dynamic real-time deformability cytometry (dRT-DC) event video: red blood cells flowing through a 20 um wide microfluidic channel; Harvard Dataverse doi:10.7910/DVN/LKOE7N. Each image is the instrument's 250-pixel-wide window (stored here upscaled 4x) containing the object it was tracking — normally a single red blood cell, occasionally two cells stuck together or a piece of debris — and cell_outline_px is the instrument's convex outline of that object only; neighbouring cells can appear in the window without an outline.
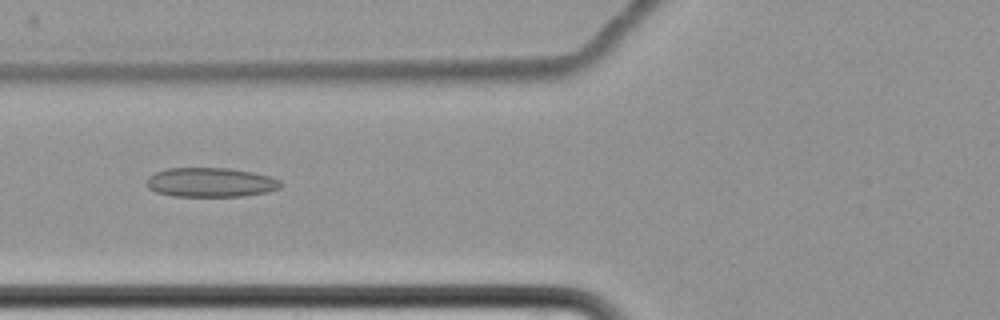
{"species": "common noctule bat (a hibernating species)", "species_latin": "Nyctalus noctula", "temperature_condition": "cold", "stored_images_in_passage": 8, "camera_frame_rate_fps": 3000, "um_per_image_px": 0.085, "animal": {"sex": "female", "body_mass_g": 22.7, "forearm_length_mm": 54.2}, "frame": {"image": 1, "passage_image": 8, "time_ms": 8.333, "image_size_px": [1000, 320], "cell_outline_px": [[284, 184], [280, 188], [268, 192], [244, 196], [172, 196], [156, 192], [148, 188], [148, 176], [156, 172], [168, 168], [228, 168], [252, 172], [268, 176], [280, 180]], "centroid_in_image_um": [17.93, 15.5], "position_along_channel_um": 107.9, "area_um2": 22.95}}